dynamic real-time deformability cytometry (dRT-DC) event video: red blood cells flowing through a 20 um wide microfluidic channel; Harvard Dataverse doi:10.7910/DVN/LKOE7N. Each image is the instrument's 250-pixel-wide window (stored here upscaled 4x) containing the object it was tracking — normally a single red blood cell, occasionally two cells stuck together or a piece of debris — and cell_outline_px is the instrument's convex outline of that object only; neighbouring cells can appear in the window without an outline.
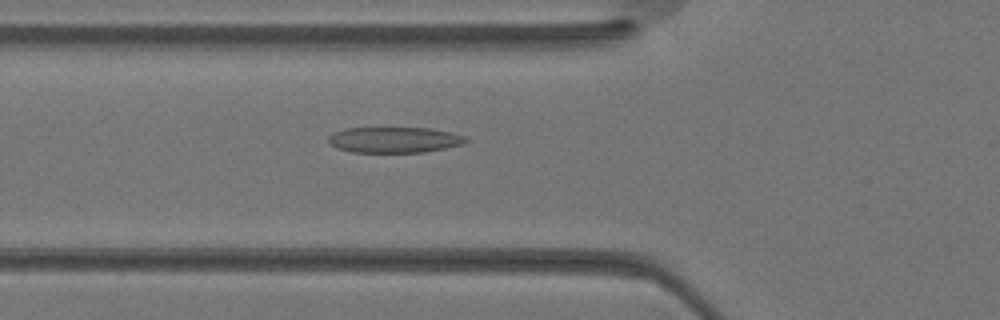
{"species": "Egyptian fruit bat (a non-hibernating species)", "species_latin": "Rousettus aegyptiacus", "temperature_condition": "warm", "stored_images_in_passage": 24, "camera_frame_rate_fps": 3000, "um_per_image_px": 0.085, "animal": {"sex": "female"}, "frame": {"image": 1, "passage_image": 4, "time_ms": 1.0, "image_size_px": [1000, 320], "cell_outline_px": [[468, 140], [464, 144], [424, 152], [352, 152], [336, 148], [328, 144], [328, 136], [344, 128], [432, 128], [452, 132], [464, 136]], "centroid_in_image_um": [33.5, 11.88], "position_along_channel_um": 92.3, "area_um2": 20.69}}
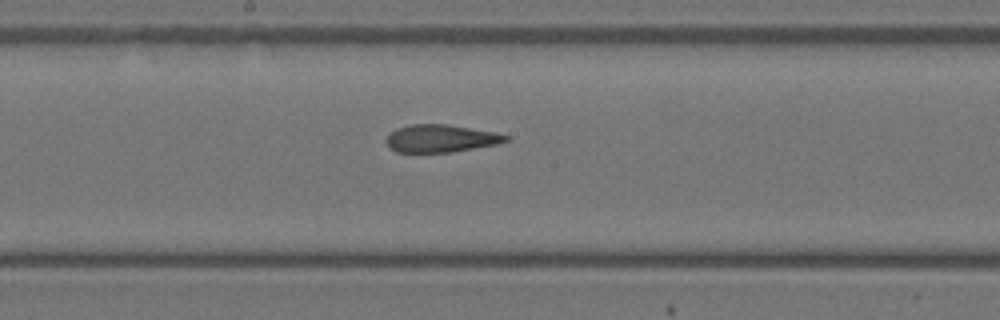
{"frame": {"image": 2, "passage_image": 10, "time_ms": 3.0, "image_size_px": [1000, 320], "cell_outline_px": [[508, 140], [500, 144], [452, 152], [396, 152], [388, 148], [388, 136], [396, 128], [412, 124], [444, 124], [496, 132], [508, 136]], "centroid_in_image_um": [37.49, 11.77], "position_along_channel_um": 210.7, "area_um2": 19.13}}
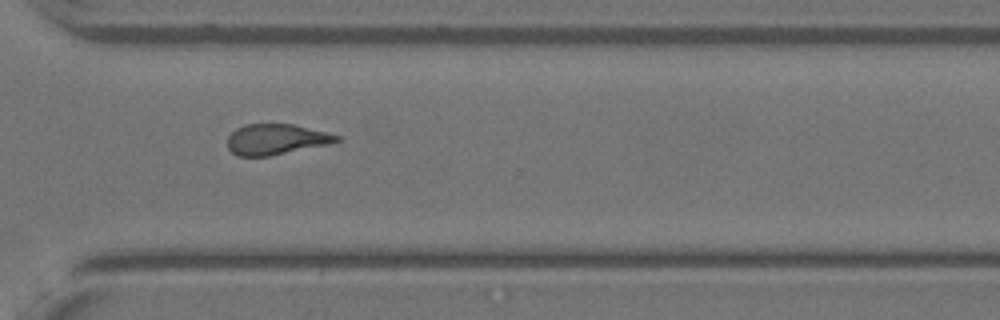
{"frame": {"image": 3, "passage_image": 17, "time_ms": 5.333, "image_size_px": [1000, 320], "cell_outline_px": [[340, 140], [328, 144], [268, 156], [236, 156], [228, 148], [228, 136], [236, 128], [244, 124], [292, 124], [340, 136]], "centroid_in_image_um": [23.41, 11.84], "position_along_channel_um": 347.2, "area_um2": 19.19}}